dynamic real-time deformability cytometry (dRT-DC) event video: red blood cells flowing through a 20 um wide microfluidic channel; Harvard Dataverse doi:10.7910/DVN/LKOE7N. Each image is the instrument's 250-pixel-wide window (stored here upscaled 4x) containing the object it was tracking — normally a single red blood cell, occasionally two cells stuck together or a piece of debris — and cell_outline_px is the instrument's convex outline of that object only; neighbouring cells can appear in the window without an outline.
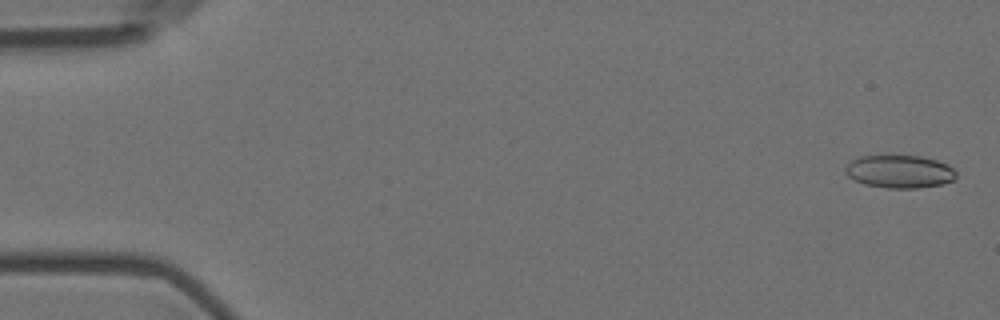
{"species": "Egyptian fruit bat (a non-hibernating species)", "species_latin": "Rousettus aegyptiacus", "temperature_condition": "room temperature", "stored_images_in_passage": 5, "camera_frame_rate_fps": 3000, "um_per_image_px": 0.085, "animal": {"sex": "female"}, "frame": {"image": 1, "passage_image": 1, "time_ms": 0.0, "image_size_px": [1000, 320], "cell_outline_px": [[956, 180], [940, 184], [916, 188], [888, 188], [864, 184], [848, 176], [844, 172], [844, 168], [852, 160], [860, 156], [920, 156], [936, 160], [948, 164], [956, 172]], "centroid_in_image_um": [76.47, 14.58], "position_along_channel_um": 8.5, "area_um2": 21.15}}
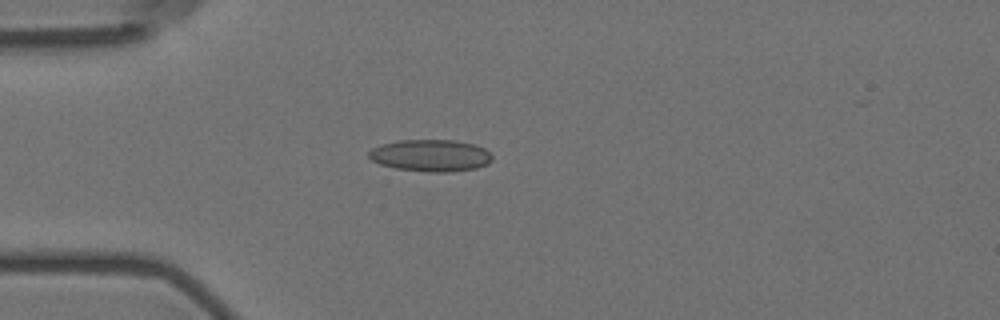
{"frame": {"image": 2, "passage_image": 5, "time_ms": 4.667, "image_size_px": [1000, 320], "cell_outline_px": [[492, 160], [488, 164], [476, 168], [452, 172], [428, 172], [396, 168], [380, 164], [372, 160], [368, 156], [368, 152], [372, 148], [384, 144], [400, 140], [456, 140], [476, 144], [484, 148], [492, 156]], "centroid_in_image_um": [36.64, 13.22], "position_along_channel_um": 48.4, "area_um2": 23.0}}